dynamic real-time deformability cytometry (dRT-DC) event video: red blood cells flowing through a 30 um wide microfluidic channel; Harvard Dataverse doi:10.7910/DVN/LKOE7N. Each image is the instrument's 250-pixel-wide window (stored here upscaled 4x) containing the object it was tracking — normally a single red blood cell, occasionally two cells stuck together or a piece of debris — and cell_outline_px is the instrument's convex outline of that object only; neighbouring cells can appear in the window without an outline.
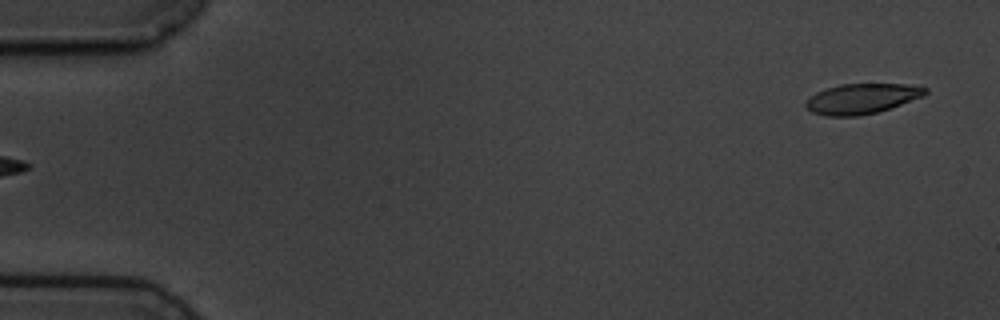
{"species": "common noctule bat (a hibernating species)", "species_latin": "Nyctalus noctula", "temperature_condition": "cold", "stored_images_in_passage": 5, "camera_frame_rate_fps": 3000, "um_per_image_px": 0.085, "animal": {"sex": "male", "body_mass_g": 19.5, "forearm_length_mm": 54.6}, "frame": {"image": 1, "passage_image": 5, "time_ms": 4.667, "image_size_px": [1000, 320], "cell_outline_px": [[928, 92], [924, 96], [876, 112], [856, 116], [828, 116], [812, 112], [804, 104], [804, 100], [816, 92], [840, 84], [920, 84], [928, 88]], "centroid_in_image_um": [73.27, 8.37], "position_along_channel_um": 11.7, "area_um2": 21.04}}